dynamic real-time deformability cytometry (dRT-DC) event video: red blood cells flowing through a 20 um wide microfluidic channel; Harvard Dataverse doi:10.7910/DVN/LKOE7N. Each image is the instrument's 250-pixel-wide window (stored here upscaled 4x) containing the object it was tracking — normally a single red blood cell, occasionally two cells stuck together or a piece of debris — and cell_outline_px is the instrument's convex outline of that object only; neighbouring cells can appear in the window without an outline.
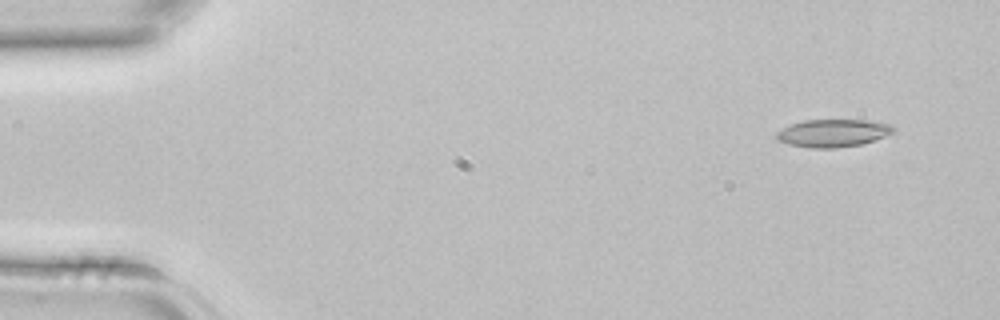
{"species": "common noctule bat (a hibernating species)", "species_latin": "Nyctalus noctula", "temperature_condition": "room temperature", "stored_images_in_passage": 3, "camera_frame_rate_fps": 3000, "um_per_image_px": 0.085, "animal": {"sex": "female", "body_mass_g": 22.7, "forearm_length_mm": 54.2}, "frame": {"image": 1, "passage_image": 1, "time_ms": 0.0, "image_size_px": [1000, 320], "cell_outline_px": [[896, 128], [892, 132], [884, 136], [860, 144], [836, 148], [812, 148], [788, 144], [780, 140], [776, 136], [776, 132], [792, 124], [804, 120], [868, 120], [892, 124]], "centroid_in_image_um": [70.82, 11.3], "position_along_channel_um": 14.2, "area_um2": 18.61}}
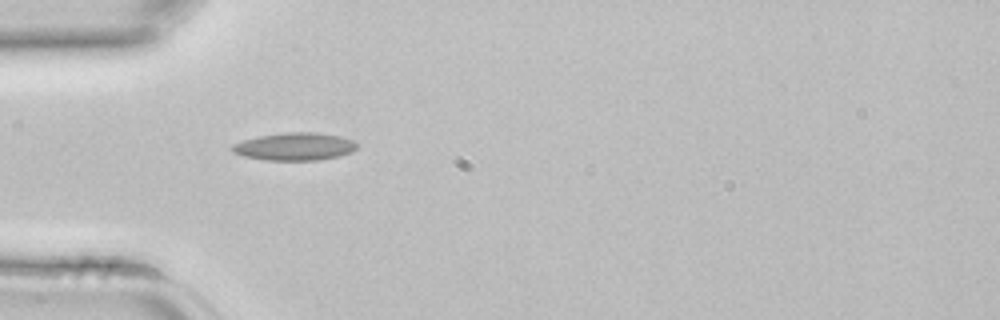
{"frame": {"image": 2, "passage_image": 3, "time_ms": 0.667, "image_size_px": [1000, 320], "cell_outline_px": [[356, 148], [352, 152], [340, 156], [320, 160], [264, 160], [244, 156], [232, 152], [228, 148], [232, 144], [244, 140], [260, 136], [284, 132], [316, 132], [340, 136], [356, 140]], "centroid_in_image_um": [25.05, 12.45], "position_along_channel_um": 59.9, "area_um2": 20.35}}